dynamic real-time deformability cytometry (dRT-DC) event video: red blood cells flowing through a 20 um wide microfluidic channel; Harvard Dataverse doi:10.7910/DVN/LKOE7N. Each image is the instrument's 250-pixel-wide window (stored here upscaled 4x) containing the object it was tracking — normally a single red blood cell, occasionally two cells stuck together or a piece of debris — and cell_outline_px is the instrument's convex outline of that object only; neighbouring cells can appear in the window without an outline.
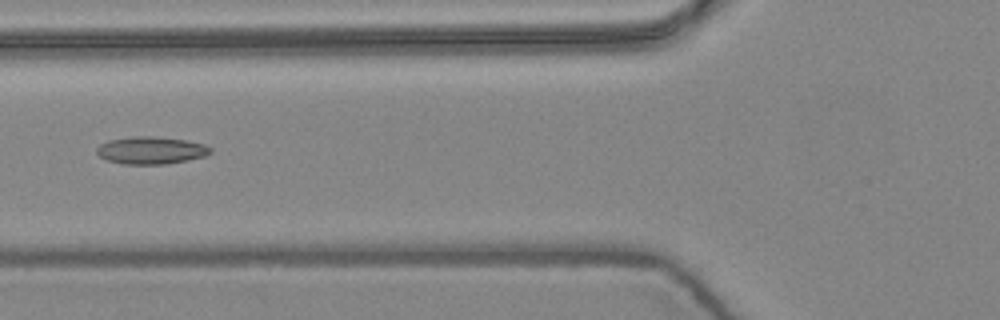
{"species": "common noctule bat (a hibernating species)", "species_latin": "Nyctalus noctula", "temperature_condition": "warm", "stored_images_in_passage": 9, "camera_frame_rate_fps": 3000, "um_per_image_px": 0.085, "animal": {"sex": "female", "body_mass_g": 24.6, "forearm_length_mm": 56.2}, "frame": {"image": 1, "passage_image": 5, "time_ms": 1.333, "image_size_px": [1000, 320], "cell_outline_px": [[212, 152], [204, 156], [188, 160], [164, 164], [124, 164], [108, 160], [100, 156], [96, 152], [96, 148], [100, 144], [108, 140], [136, 136], [152, 136], [188, 140], [204, 144], [212, 148]], "centroid_in_image_um": [12.85, 12.77], "position_along_channel_um": 112.9, "area_um2": 18.15}}
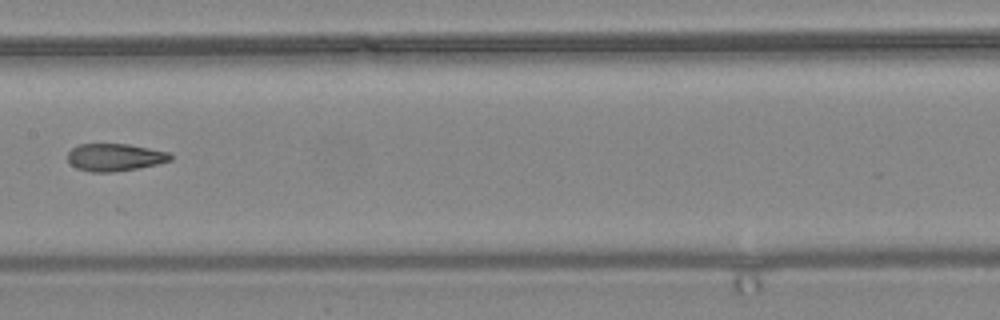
{"frame": {"image": 2, "passage_image": 7, "time_ms": 2.0, "image_size_px": [1000, 320], "cell_outline_px": [[172, 160], [156, 164], [136, 168], [112, 172], [92, 172], [76, 168], [68, 160], [68, 152], [72, 148], [80, 144], [128, 144], [168, 152], [172, 156]], "centroid_in_image_um": [9.75, 13.36], "position_along_channel_um": 197.7, "area_um2": 16.24}}
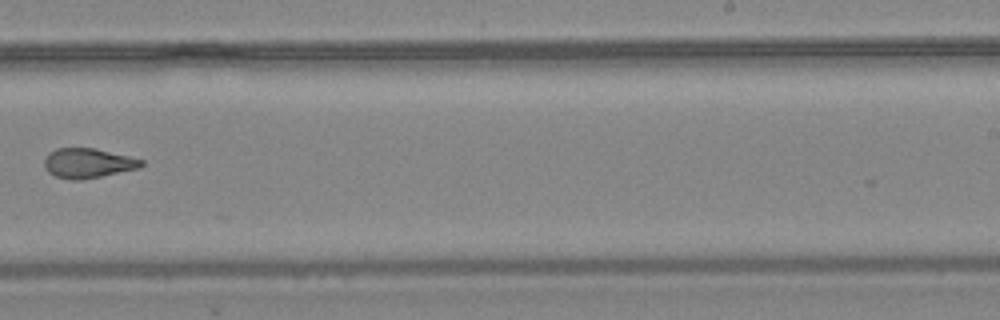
{"frame": {"image": 3, "passage_image": 9, "time_ms": 2.667, "image_size_px": [1000, 320], "cell_outline_px": [[144, 164], [140, 168], [80, 180], [72, 180], [56, 176], [48, 172], [44, 168], [44, 160], [48, 152], [56, 148], [96, 148], [144, 160]], "centroid_in_image_um": [7.46, 13.86], "position_along_channel_um": 281.5, "area_um2": 16.82}}